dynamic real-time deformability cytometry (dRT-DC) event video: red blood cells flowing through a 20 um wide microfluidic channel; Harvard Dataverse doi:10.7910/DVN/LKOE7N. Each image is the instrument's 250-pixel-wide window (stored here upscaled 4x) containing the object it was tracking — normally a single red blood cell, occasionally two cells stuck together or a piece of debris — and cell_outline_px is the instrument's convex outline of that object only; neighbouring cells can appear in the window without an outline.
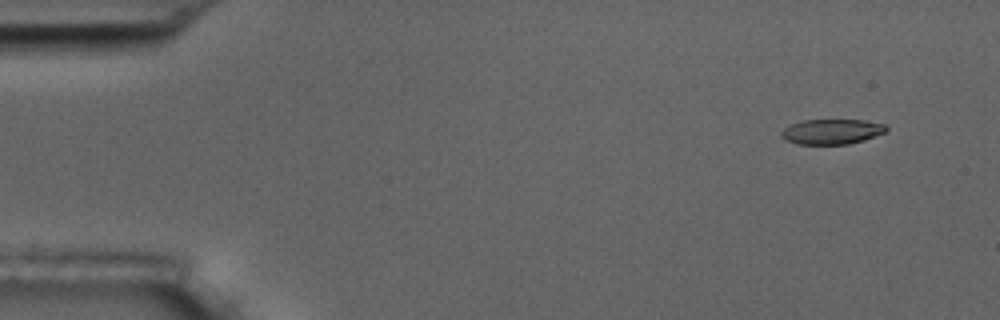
{"species": "common noctule bat (a hibernating species)", "species_latin": "Nyctalus noctula", "temperature_condition": "room temperature", "stored_images_in_passage": 6, "camera_frame_rate_fps": 3000, "um_per_image_px": 0.085, "animal": {"sex": "male", "body_mass_g": 17.5, "forearm_length_mm": 52.3}, "frame": {"image": 1, "passage_image": 2, "time_ms": 1.0, "image_size_px": [1000, 320], "cell_outline_px": [[888, 128], [884, 132], [864, 140], [848, 144], [796, 144], [784, 140], [780, 136], [780, 132], [784, 128], [800, 120], [864, 120], [884, 124]], "centroid_in_image_um": [70.65, 11.19], "position_along_channel_um": 14.4, "area_um2": 15.37}}
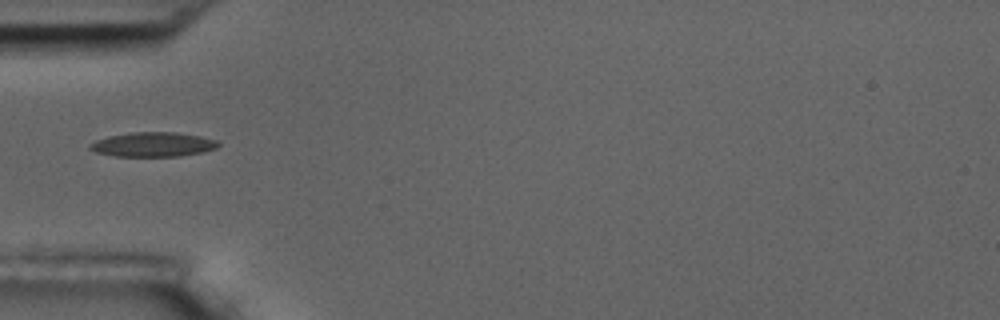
{"frame": {"image": 2, "passage_image": 6, "time_ms": 5.667, "image_size_px": [1000, 320], "cell_outline_px": [[220, 144], [216, 148], [204, 152], [180, 156], [116, 156], [96, 152], [88, 148], [88, 144], [96, 140], [108, 136], [132, 132], [176, 132], [200, 136], [220, 140]], "centroid_in_image_um": [13.03, 12.27], "position_along_channel_um": 72.0, "area_um2": 18.44}}